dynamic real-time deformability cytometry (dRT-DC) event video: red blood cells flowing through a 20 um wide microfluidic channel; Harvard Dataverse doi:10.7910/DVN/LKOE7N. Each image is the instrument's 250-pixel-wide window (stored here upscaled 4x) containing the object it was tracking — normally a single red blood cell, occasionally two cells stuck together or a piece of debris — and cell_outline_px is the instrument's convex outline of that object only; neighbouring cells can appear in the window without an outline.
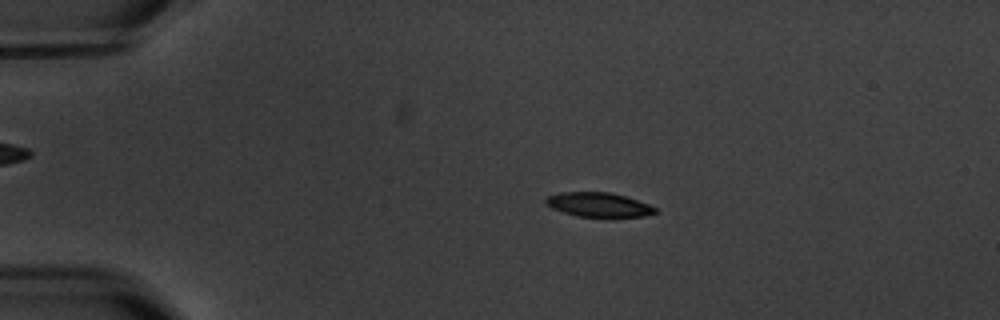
{"species": "common noctule bat (a hibernating species)", "species_latin": "Nyctalus noctula", "temperature_condition": "warm", "stored_images_in_passage": 10, "camera_frame_rate_fps": 3000, "um_per_image_px": 0.085, "animal": {"sex": "male", "body_mass_g": 20.1, "forearm_length_mm": 53.5}, "frame": {"image": 1, "passage_image": 2, "time_ms": 1.333, "image_size_px": [1000, 320], "cell_outline_px": [[656, 212], [644, 216], [608, 220], [576, 216], [552, 208], [544, 200], [548, 196], [560, 192], [608, 192], [624, 196], [648, 204], [656, 208]], "centroid_in_image_um": [50.91, 17.45], "position_along_channel_um": 34.1, "area_um2": 16.07}}
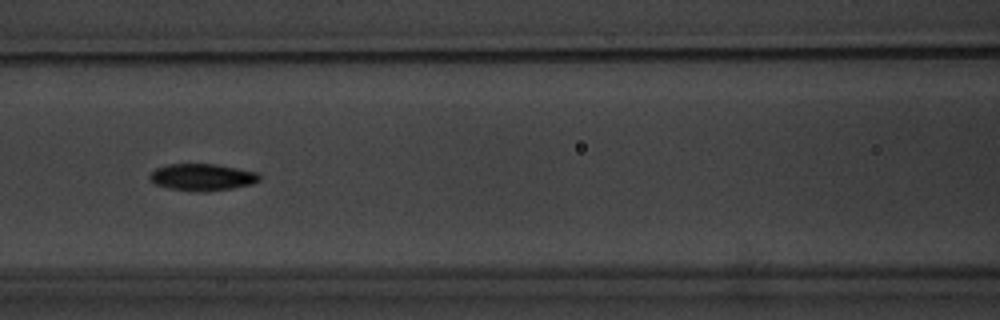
{"frame": {"image": 2, "passage_image": 6, "time_ms": 6.0, "image_size_px": [1000, 320], "cell_outline_px": [[260, 180], [252, 184], [232, 188], [204, 192], [200, 192], [168, 188], [156, 184], [148, 176], [156, 168], [168, 164], [216, 164], [256, 172], [260, 176]], "centroid_in_image_um": [17.19, 15.06], "position_along_channel_um": 149.4, "area_um2": 17.05}}
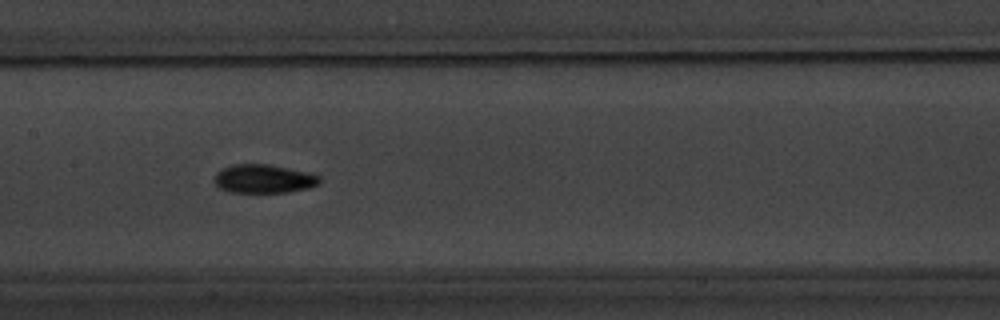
{"frame": {"image": 3, "passage_image": 7, "time_ms": 7.0, "image_size_px": [1000, 320], "cell_outline_px": [[320, 184], [308, 188], [284, 192], [228, 192], [220, 188], [212, 180], [216, 172], [232, 164], [268, 164], [308, 172], [320, 176]], "centroid_in_image_um": [22.39, 15.19], "position_along_channel_um": 185.0, "area_um2": 17.57}}